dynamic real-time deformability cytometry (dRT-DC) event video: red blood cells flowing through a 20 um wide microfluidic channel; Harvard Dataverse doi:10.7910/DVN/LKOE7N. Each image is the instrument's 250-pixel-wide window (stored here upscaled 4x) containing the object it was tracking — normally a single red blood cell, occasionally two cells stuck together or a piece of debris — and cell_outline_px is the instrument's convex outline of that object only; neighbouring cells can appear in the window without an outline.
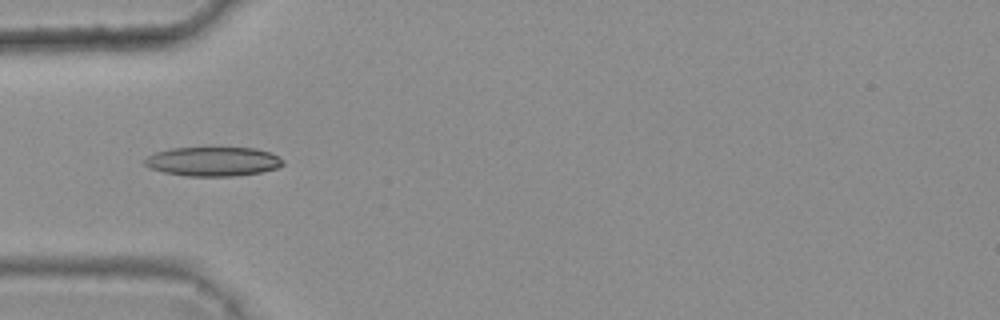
{"species": "common noctule bat (a hibernating species)", "species_latin": "Nyctalus noctula", "temperature_condition": "warm", "stored_images_in_passage": 7, "camera_frame_rate_fps": 3000, "um_per_image_px": 0.085, "animal": {"sex": "female", "body_mass_g": 25.1}, "frame": {"image": 1, "passage_image": 5, "time_ms": 1.333, "image_size_px": [1000, 320], "cell_outline_px": [[284, 164], [276, 168], [260, 172], [232, 176], [188, 176], [164, 172], [152, 168], [144, 164], [144, 160], [148, 156], [156, 152], [172, 148], [256, 148], [280, 156], [284, 160]], "centroid_in_image_um": [18.13, 13.72], "position_along_channel_um": 66.9, "area_um2": 23.35}}
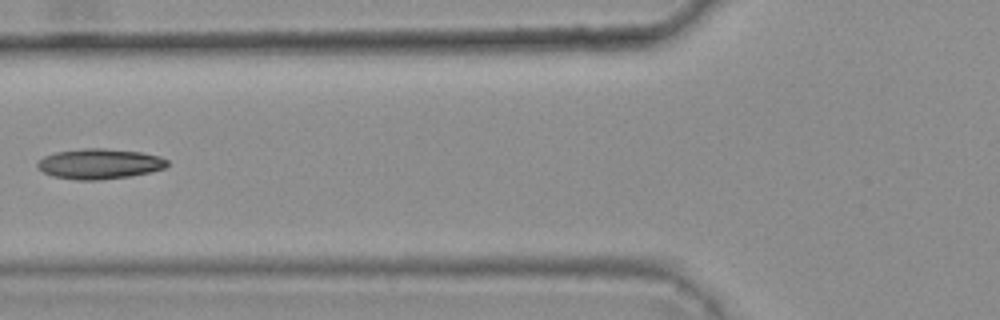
{"frame": {"image": 2, "passage_image": 6, "time_ms": 1.667, "image_size_px": [1000, 320], "cell_outline_px": [[168, 164], [164, 168], [148, 172], [128, 176], [100, 180], [76, 180], [52, 176], [44, 172], [36, 164], [44, 156], [56, 152], [84, 148], [104, 148], [140, 152], [160, 156], [168, 160]], "centroid_in_image_um": [8.45, 13.92], "position_along_channel_um": 117.3, "area_um2": 22.72}}
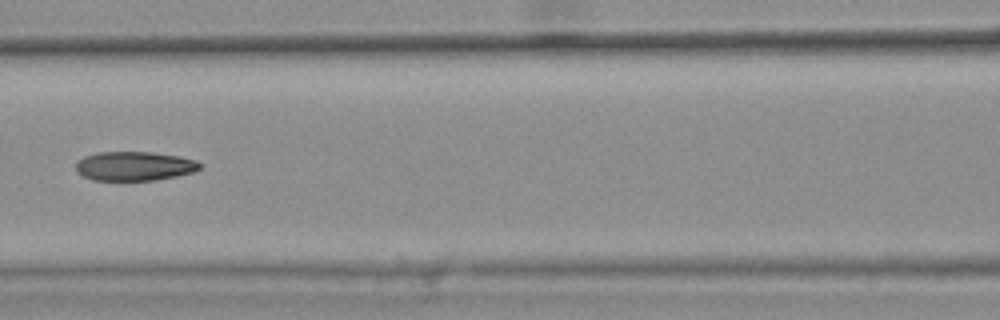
{"frame": {"image": 3, "passage_image": 7, "time_ms": 2.0, "image_size_px": [1000, 320], "cell_outline_px": [[200, 168], [192, 172], [176, 176], [152, 180], [92, 180], [76, 172], [76, 160], [84, 156], [96, 152], [152, 152], [180, 156], [196, 160], [200, 164]], "centroid_in_image_um": [11.38, 14.11], "position_along_channel_um": 155.2, "area_um2": 21.1}}